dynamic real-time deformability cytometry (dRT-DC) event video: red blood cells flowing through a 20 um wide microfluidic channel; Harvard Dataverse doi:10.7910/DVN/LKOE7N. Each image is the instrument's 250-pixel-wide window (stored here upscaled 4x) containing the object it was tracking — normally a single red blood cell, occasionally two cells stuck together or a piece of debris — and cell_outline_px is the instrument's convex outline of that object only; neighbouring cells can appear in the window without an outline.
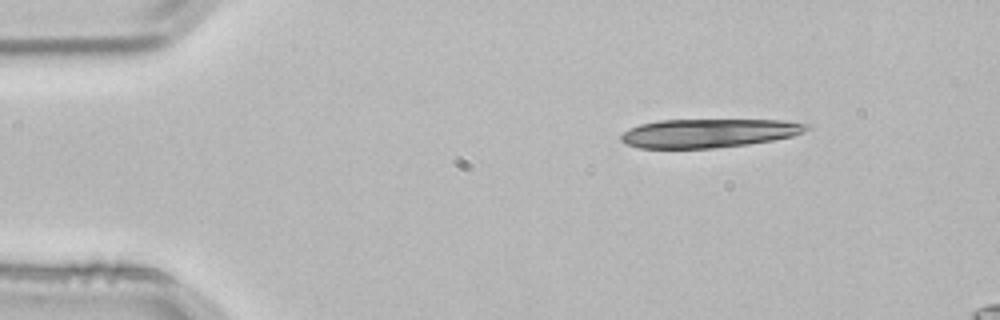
{"species": "common noctule bat (a hibernating species)", "species_latin": "Nyctalus noctula", "temperature_condition": "room temperature", "stored_images_in_passage": 3, "camera_frame_rate_fps": 3000, "um_per_image_px": 0.085, "animal": {"sex": "male", "body_mass_g": 21.5, "forearm_length_mm": 52.0}, "frame": {"image": 1, "passage_image": 1, "time_ms": 0.0, "image_size_px": [1000, 320], "cell_outline_px": [[812, 128], [804, 132], [792, 136], [772, 140], [748, 144], [716, 148], [640, 148], [624, 144], [620, 140], [620, 136], [628, 128], [640, 124], [660, 120], [780, 120], [808, 124]], "centroid_in_image_um": [60.22, 11.32], "position_along_channel_um": 24.8, "area_um2": 31.15}}